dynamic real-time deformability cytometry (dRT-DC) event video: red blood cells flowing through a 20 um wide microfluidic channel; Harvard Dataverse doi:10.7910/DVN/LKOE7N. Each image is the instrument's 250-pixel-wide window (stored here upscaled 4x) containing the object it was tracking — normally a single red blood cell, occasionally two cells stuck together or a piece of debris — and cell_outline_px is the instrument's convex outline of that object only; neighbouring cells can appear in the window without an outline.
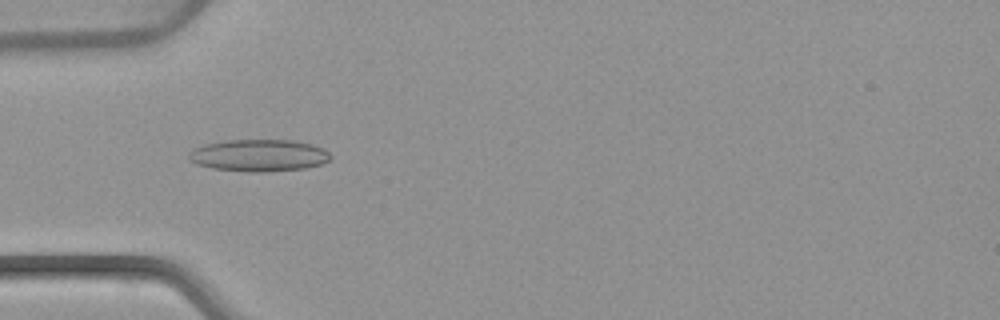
{"species": "common noctule bat (a hibernating species)", "species_latin": "Nyctalus noctula", "temperature_condition": "warm", "stored_images_in_passage": 6, "camera_frame_rate_fps": 3000, "um_per_image_px": 0.085, "animal": {"sex": "female", "body_mass_g": 22.7, "forearm_length_mm": 54.2}, "frame": {"image": 1, "passage_image": 4, "time_ms": 3.667, "image_size_px": [1000, 320], "cell_outline_px": [[332, 156], [328, 160], [320, 164], [304, 168], [264, 172], [248, 172], [212, 168], [196, 164], [188, 156], [188, 152], [204, 144], [228, 140], [292, 140], [312, 144], [324, 148]], "centroid_in_image_um": [22.01, 13.2], "position_along_channel_um": 63.0, "area_um2": 26.36}}
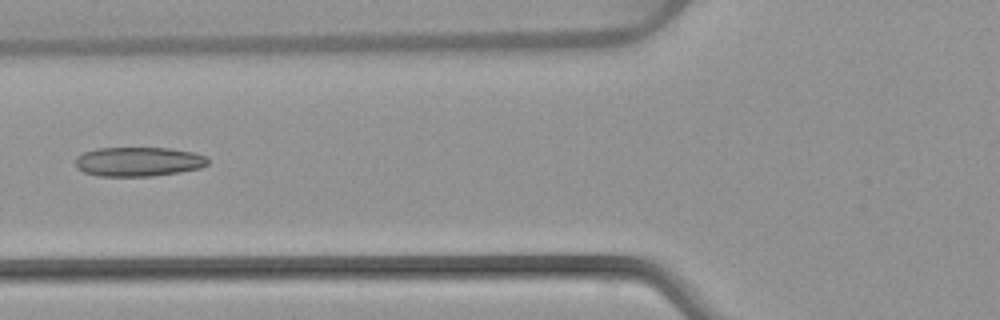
{"frame": {"image": 2, "passage_image": 5, "time_ms": 5.0, "image_size_px": [1000, 320], "cell_outline_px": [[208, 164], [200, 168], [180, 172], [152, 176], [96, 176], [84, 172], [76, 168], [76, 156], [84, 152], [96, 148], [172, 148], [196, 152], [208, 156]], "centroid_in_image_um": [11.79, 13.73], "position_along_channel_um": 114.0, "area_um2": 22.95}}
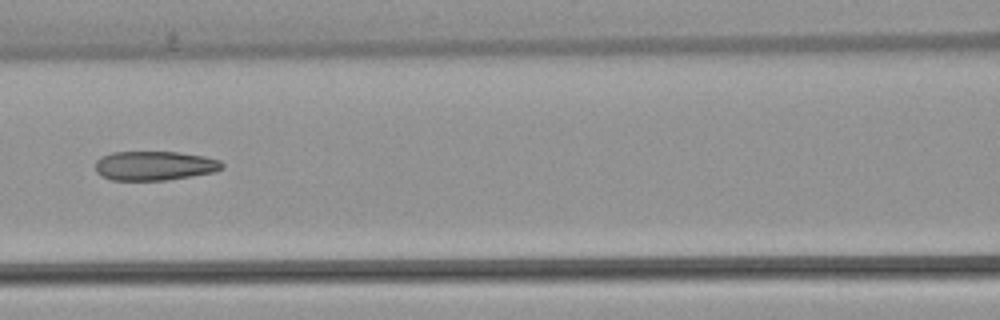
{"frame": {"image": 3, "passage_image": 6, "time_ms": 6.0, "image_size_px": [1000, 320], "cell_outline_px": [[224, 168], [216, 172], [164, 180], [112, 180], [100, 176], [96, 172], [96, 160], [100, 156], [112, 152], [176, 152], [204, 156], [220, 160], [224, 164]], "centroid_in_image_um": [13.13, 14.08], "position_along_channel_um": 153.5, "area_um2": 21.73}}